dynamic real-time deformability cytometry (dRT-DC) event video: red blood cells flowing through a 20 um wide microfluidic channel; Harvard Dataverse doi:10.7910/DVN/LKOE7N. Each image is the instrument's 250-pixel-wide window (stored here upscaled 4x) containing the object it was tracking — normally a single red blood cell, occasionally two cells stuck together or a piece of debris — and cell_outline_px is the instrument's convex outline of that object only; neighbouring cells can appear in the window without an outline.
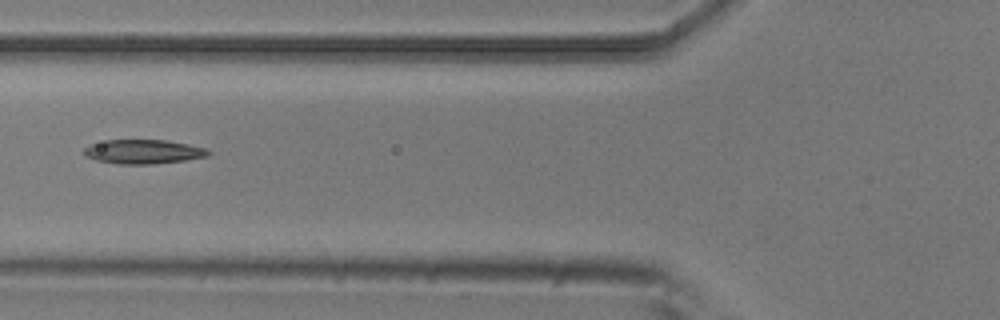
{"species": "common noctule bat (a hibernating species)", "species_latin": "Nyctalus noctula", "temperature_condition": "room temperature", "stored_images_in_passage": 6, "camera_frame_rate_fps": 3000, "um_per_image_px": 0.085, "animal": {"sex": "male", "body_mass_g": 20.5, "forearm_length_mm": 52.5}, "frame": {"image": 1, "passage_image": 5, "time_ms": 1.333, "image_size_px": [1000, 320], "cell_outline_px": [[212, 152], [208, 156], [184, 160], [152, 164], [120, 164], [96, 160], [80, 152], [88, 144], [108, 140], [164, 140], [188, 144], [204, 148]], "centroid_in_image_um": [12.15, 12.89], "position_along_channel_um": 113.7, "area_um2": 17.46}}
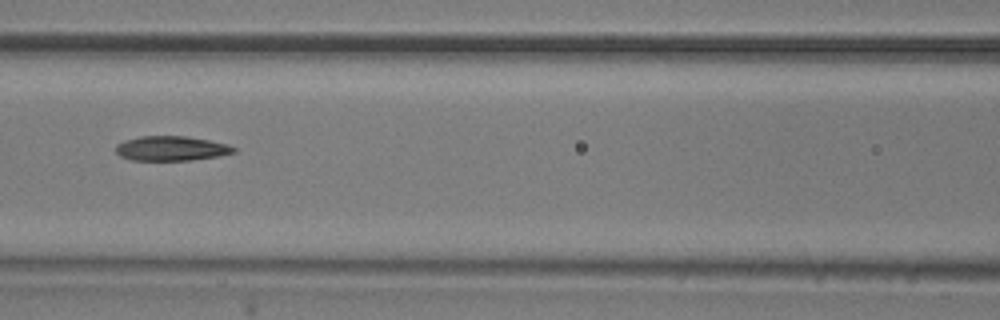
{"frame": {"image": 2, "passage_image": 6, "time_ms": 1.667, "image_size_px": [1000, 320], "cell_outline_px": [[236, 152], [220, 156], [192, 160], [132, 160], [120, 156], [116, 152], [116, 144], [124, 140], [140, 136], [184, 136], [208, 140], [228, 144], [236, 148]], "centroid_in_image_um": [14.56, 12.62], "position_along_channel_um": 152.0, "area_um2": 16.99}}